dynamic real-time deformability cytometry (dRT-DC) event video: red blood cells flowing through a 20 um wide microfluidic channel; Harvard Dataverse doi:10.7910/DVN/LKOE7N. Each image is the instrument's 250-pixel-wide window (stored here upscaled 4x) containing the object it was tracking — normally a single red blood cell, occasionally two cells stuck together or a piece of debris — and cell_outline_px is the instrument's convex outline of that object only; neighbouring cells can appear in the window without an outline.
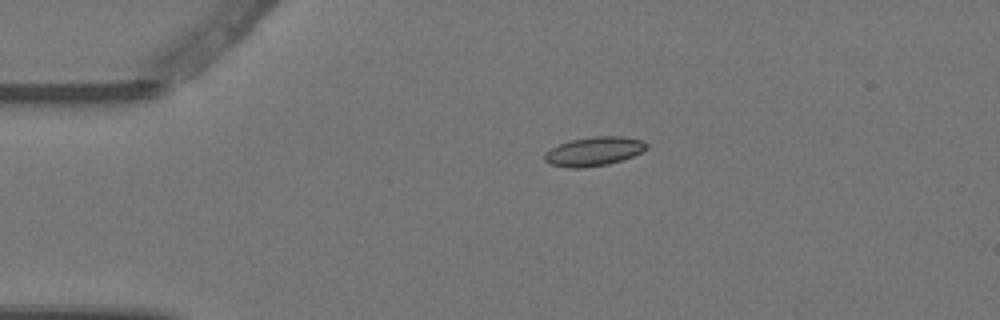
{"species": "Egyptian fruit bat (a non-hibernating species)", "species_latin": "Rousettus aegyptiacus", "temperature_condition": "warm", "stored_images_in_passage": 3, "camera_frame_rate_fps": 3000, "um_per_image_px": 0.085, "animal": {"sex": "female"}, "frame": {"image": 1, "passage_image": 1, "time_ms": 0.0, "image_size_px": [1000, 320], "cell_outline_px": [[648, 148], [632, 156], [608, 164], [580, 168], [568, 168], [548, 164], [544, 160], [544, 156], [552, 148], [560, 144], [572, 140], [596, 136], [620, 136], [644, 140], [648, 144]], "centroid_in_image_um": [50.5, 12.87], "position_along_channel_um": 34.5, "area_um2": 17.05}}
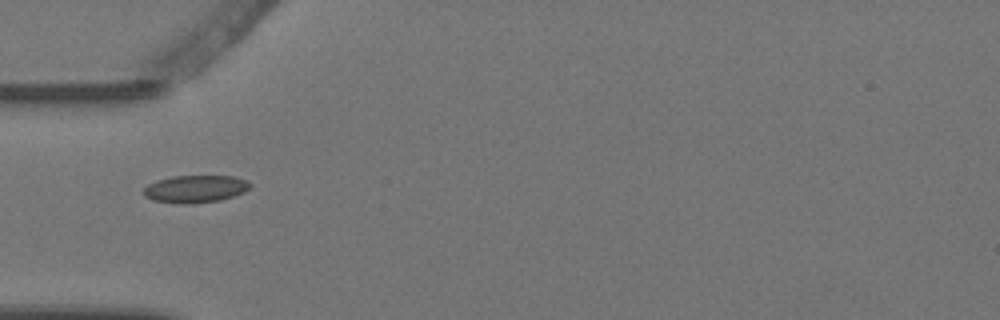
{"frame": {"image": 2, "passage_image": 2, "time_ms": 0.333, "image_size_px": [1000, 320], "cell_outline_px": [[252, 184], [244, 192], [220, 200], [192, 204], [180, 204], [152, 200], [144, 196], [144, 188], [148, 184], [156, 180], [172, 176], [236, 176], [248, 180]], "centroid_in_image_um": [16.6, 16.05], "position_along_channel_um": 68.4, "area_um2": 17.17}}
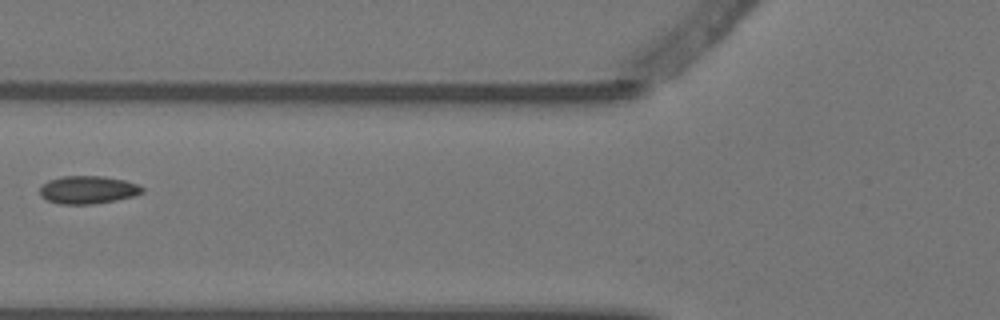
{"frame": {"image": 3, "passage_image": 3, "time_ms": 0.667, "image_size_px": [1000, 320], "cell_outline_px": [[144, 192], [132, 196], [116, 200], [92, 204], [60, 204], [48, 200], [40, 196], [40, 188], [48, 180], [60, 176], [104, 176], [124, 180], [136, 184], [144, 188]], "centroid_in_image_um": [7.46, 16.13], "position_along_channel_um": 118.3, "area_um2": 16.59}}